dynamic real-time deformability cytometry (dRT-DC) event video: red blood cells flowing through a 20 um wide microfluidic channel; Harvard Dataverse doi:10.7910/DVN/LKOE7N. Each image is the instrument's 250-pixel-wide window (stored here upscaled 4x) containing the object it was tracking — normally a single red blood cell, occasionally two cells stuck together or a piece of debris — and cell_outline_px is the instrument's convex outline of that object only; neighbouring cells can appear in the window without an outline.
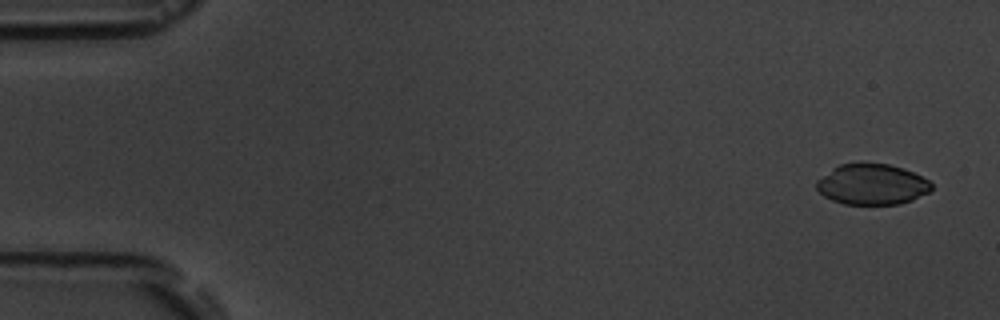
{"species": "common noctule bat (a hibernating species)", "species_latin": "Nyctalus noctula", "temperature_condition": "room temperature", "stored_images_in_passage": 5, "camera_frame_rate_fps": 3000, "um_per_image_px": 0.085, "animal": {"sex": "male", "body_mass_g": 19.5, "forearm_length_mm": 54.6}, "frame": {"image": 1, "passage_image": 1, "time_ms": 0.0, "image_size_px": [1000, 320], "cell_outline_px": [[932, 188], [928, 192], [912, 200], [900, 204], [844, 204], [832, 200], [824, 196], [816, 188], [816, 180], [832, 168], [840, 164], [860, 160], [888, 164], [904, 168], [928, 180], [932, 184]], "centroid_in_image_um": [74.08, 15.63], "position_along_channel_um": 10.9, "area_um2": 27.74}}